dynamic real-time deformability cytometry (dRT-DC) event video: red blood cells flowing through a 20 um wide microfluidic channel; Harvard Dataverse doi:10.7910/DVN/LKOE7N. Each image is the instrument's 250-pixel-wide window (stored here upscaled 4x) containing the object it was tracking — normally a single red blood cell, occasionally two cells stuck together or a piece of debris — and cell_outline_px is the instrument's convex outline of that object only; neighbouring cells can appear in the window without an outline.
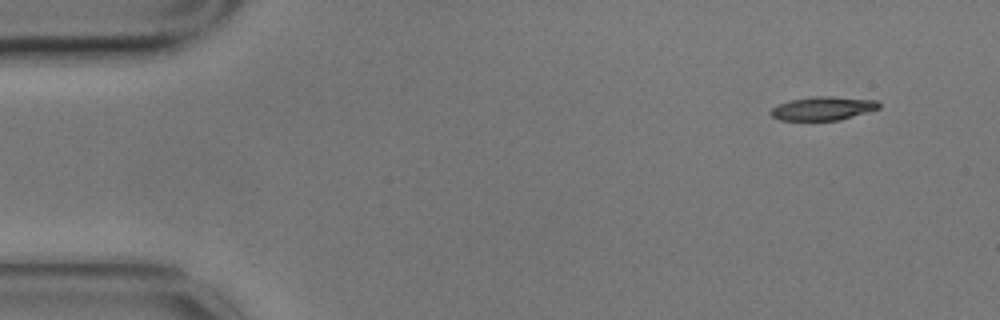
{"species": "common noctule bat (a hibernating species)", "species_latin": "Nyctalus noctula", "temperature_condition": "cold", "stored_images_in_passage": 4, "camera_frame_rate_fps": 3000, "um_per_image_px": 0.085, "animal": {"sex": "male", "body_mass_g": 17.9}, "frame": {"image": 1, "passage_image": 1, "time_ms": 0.0, "image_size_px": [1000, 320], "cell_outline_px": [[880, 108], [840, 120], [780, 120], [772, 116], [768, 112], [772, 108], [780, 104], [792, 100], [816, 96], [828, 96], [876, 100], [880, 104]], "centroid_in_image_um": [69.95, 9.22], "position_along_channel_um": 15.0, "area_um2": 14.68}}
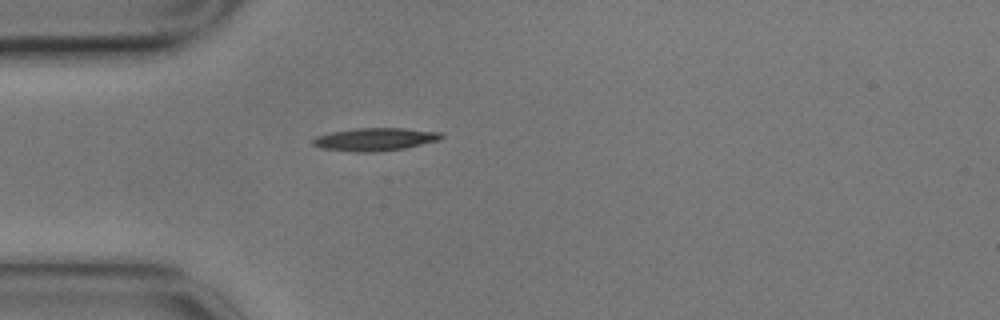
{"frame": {"image": 2, "passage_image": 4, "time_ms": 1.0, "image_size_px": [1000, 320], "cell_outline_px": [[444, 136], [440, 140], [404, 148], [376, 152], [352, 152], [320, 148], [312, 144], [312, 140], [316, 136], [332, 132], [352, 128], [404, 128], [440, 132]], "centroid_in_image_um": [31.85, 11.84], "position_along_channel_um": 53.1, "area_um2": 17.22}}